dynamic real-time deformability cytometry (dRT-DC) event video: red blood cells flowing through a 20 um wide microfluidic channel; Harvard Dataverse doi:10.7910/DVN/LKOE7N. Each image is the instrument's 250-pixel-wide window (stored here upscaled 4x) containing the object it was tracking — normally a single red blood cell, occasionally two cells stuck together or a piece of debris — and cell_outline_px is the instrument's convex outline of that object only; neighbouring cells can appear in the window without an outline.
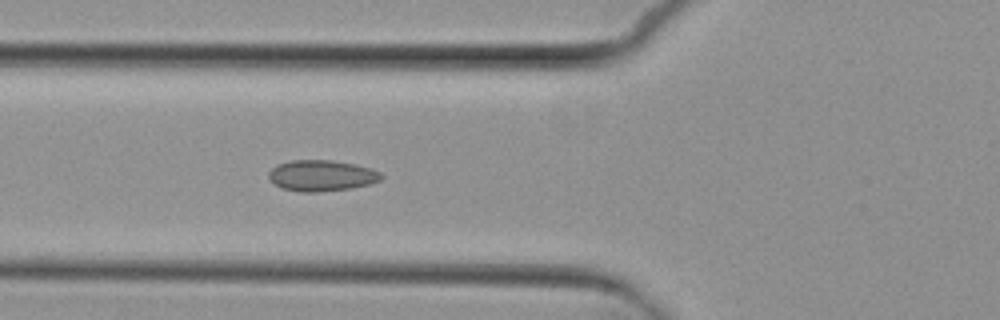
{"species": "common noctule bat (a hibernating species)", "species_latin": "Nyctalus noctula", "temperature_condition": "cold", "stored_images_in_passage": 5, "camera_frame_rate_fps": 3000, "um_per_image_px": 0.085, "animal": {"sex": "female", "body_mass_g": 29.2, "forearm_length_mm": 56.3}, "frame": {"image": 1, "passage_image": 5, "time_ms": 4.667, "image_size_px": [1000, 320], "cell_outline_px": [[384, 176], [380, 180], [368, 184], [352, 188], [316, 192], [300, 192], [280, 188], [268, 176], [268, 172], [276, 164], [292, 160], [332, 160], [356, 164], [372, 168], [380, 172]], "centroid_in_image_um": [27.34, 14.92], "position_along_channel_um": 98.5, "area_um2": 20.46}}